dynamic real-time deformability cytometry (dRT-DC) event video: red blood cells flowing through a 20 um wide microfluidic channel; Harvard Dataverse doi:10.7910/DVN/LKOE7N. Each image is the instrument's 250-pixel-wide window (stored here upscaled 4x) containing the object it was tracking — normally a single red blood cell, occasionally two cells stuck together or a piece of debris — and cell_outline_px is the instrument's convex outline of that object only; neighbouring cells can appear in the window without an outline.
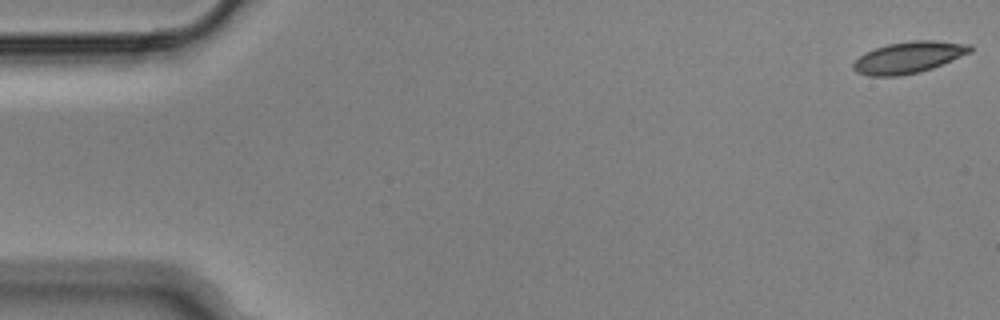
{"species": "Egyptian fruit bat (a non-hibernating species)", "species_latin": "Rousettus aegyptiacus", "temperature_condition": "cold", "stored_images_in_passage": 6, "camera_frame_rate_fps": 3000, "um_per_image_px": 0.085, "animal": {"sex": "male"}, "frame": {"image": 1, "passage_image": 1, "time_ms": 0.0, "image_size_px": [1000, 320], "cell_outline_px": [[972, 52], [932, 68], [900, 76], [868, 76], [856, 72], [852, 68], [852, 64], [860, 56], [876, 48], [888, 44], [912, 40], [932, 40], [972, 44]], "centroid_in_image_um": [77.25, 4.87], "position_along_channel_um": 7.8, "area_um2": 21.33}}